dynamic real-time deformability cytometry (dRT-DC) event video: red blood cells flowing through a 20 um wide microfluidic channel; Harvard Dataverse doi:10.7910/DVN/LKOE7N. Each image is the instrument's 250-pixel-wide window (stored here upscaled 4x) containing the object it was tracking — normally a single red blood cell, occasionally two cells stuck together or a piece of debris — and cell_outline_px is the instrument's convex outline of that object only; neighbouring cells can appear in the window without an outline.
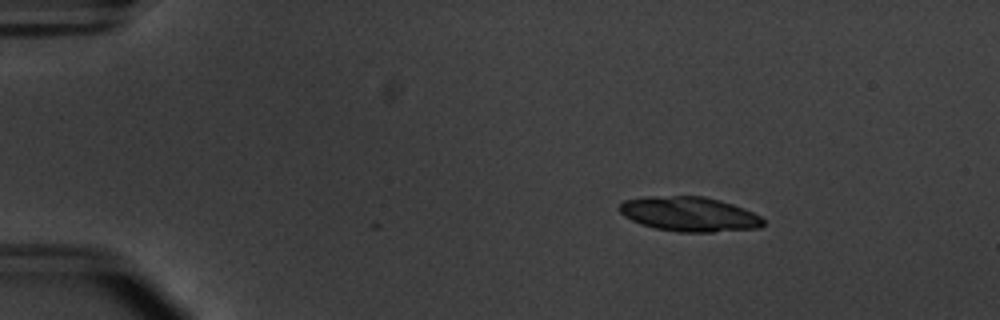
{"species": "common noctule bat (a hibernating species)", "species_latin": "Nyctalus noctula", "temperature_condition": "warm", "stored_images_in_passage": 9, "camera_frame_rate_fps": 3000, "um_per_image_px": 0.085, "animal": {"sex": "male", "body_mass_g": 20.1, "forearm_length_mm": 53.5}, "frame": {"image": 1, "passage_image": 3, "time_ms": 0.667, "image_size_px": [1000, 320], "cell_outline_px": [[764, 224], [760, 228], [712, 232], [680, 232], [656, 228], [640, 224], [624, 216], [620, 212], [620, 204], [624, 200], [648, 196], [704, 196], [720, 200], [744, 208], [760, 216], [764, 220]], "centroid_in_image_um": [58.6, 18.2], "position_along_channel_um": 26.4, "area_um2": 29.02}}